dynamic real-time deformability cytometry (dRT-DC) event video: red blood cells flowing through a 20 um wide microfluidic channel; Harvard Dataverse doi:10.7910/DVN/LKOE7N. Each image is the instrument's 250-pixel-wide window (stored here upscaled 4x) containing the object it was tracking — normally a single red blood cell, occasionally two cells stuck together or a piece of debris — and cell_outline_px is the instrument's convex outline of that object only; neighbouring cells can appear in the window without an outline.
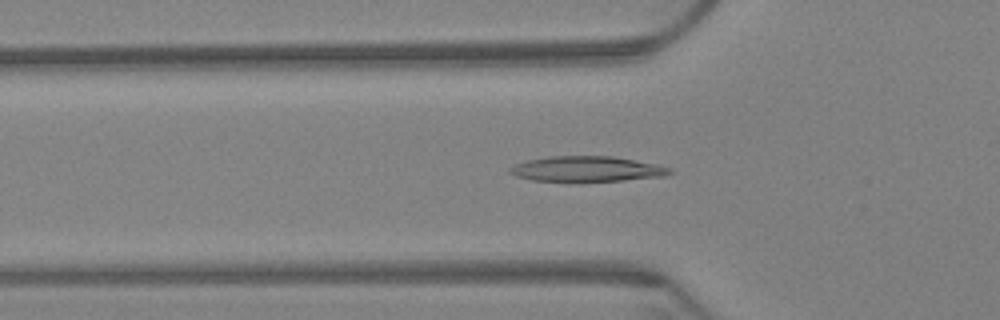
{"species": "Egyptian fruit bat (a non-hibernating species)", "species_latin": "Rousettus aegyptiacus", "temperature_condition": "warm", "stored_images_in_passage": 64, "camera_frame_rate_fps": 3000, "um_per_image_px": 0.085, "animal": {"sex": "female"}, "frame": {"image": 1, "passage_image": 22, "time_ms": 7.0, "image_size_px": [1000, 320], "cell_outline_px": [[676, 172], [664, 176], [624, 180], [580, 184], [532, 180], [516, 176], [508, 172], [508, 168], [516, 164], [528, 160], [548, 156], [612, 156], [656, 164], [672, 168]], "centroid_in_image_um": [49.88, 14.4], "position_along_channel_um": 75.9, "area_um2": 24.57}}
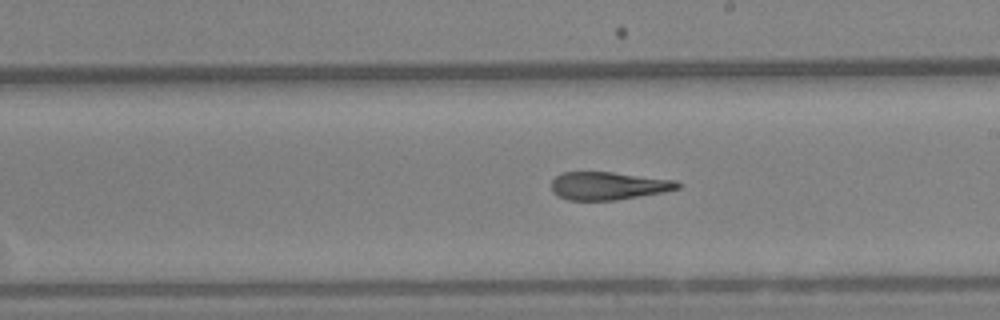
{"frame": {"image": 2, "passage_image": 37, "time_ms": 12.0, "image_size_px": [1000, 320], "cell_outline_px": [[680, 188], [664, 192], [616, 200], [568, 200], [552, 192], [552, 180], [556, 176], [564, 172], [612, 172], [676, 180], [680, 184]], "centroid_in_image_um": [51.72, 15.79], "position_along_channel_um": 237.3, "area_um2": 20.46}}
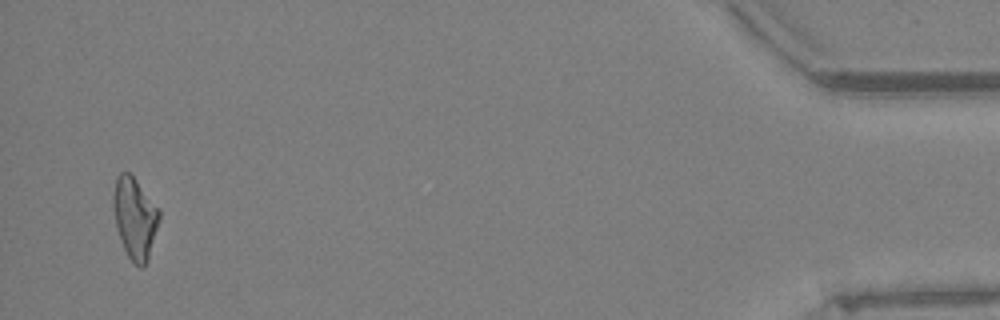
{"frame": {"image": 3, "passage_image": 62, "time_ms": 20.333, "image_size_px": [1000, 320], "cell_outline_px": [[160, 220], [148, 256], [144, 264], [140, 268], [128, 256], [120, 240], [116, 224], [112, 204], [112, 196], [116, 176], [120, 172], [128, 172], [136, 180], [160, 208]], "centroid_in_image_um": [11.45, 18.47], "position_along_channel_um": 423.7, "area_um2": 21.62}, "authors_computed_cell_mechanics": {"area_um2": 21.9351, "velocity_mm_per_s": 3.2379, "shape_relaxation_time_tau1_ms": null, "shape_relaxation_time_tau2_ms": 3.4673, "deformation_change_tau1": null, "deformation_change_tau2": 0.1332}}